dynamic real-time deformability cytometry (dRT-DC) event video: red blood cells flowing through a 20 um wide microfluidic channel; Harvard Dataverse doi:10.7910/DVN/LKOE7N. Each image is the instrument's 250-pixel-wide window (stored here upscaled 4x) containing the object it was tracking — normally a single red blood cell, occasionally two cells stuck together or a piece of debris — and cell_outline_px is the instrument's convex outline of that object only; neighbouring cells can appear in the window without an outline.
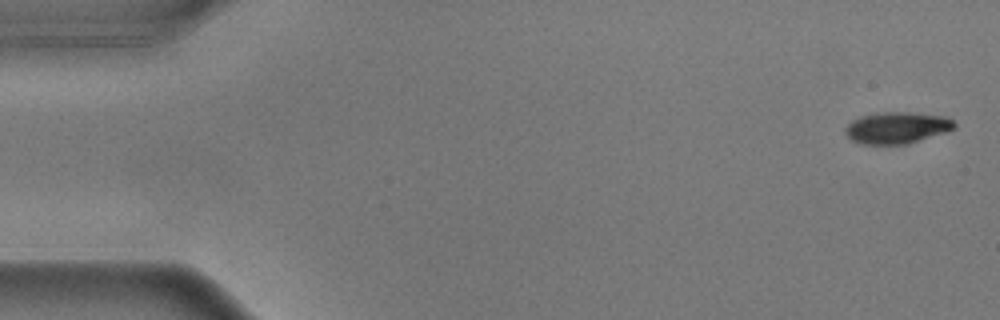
{"species": "common noctule bat (a hibernating species)", "species_latin": "Nyctalus noctula", "temperature_condition": "warm", "stored_images_in_passage": 56, "camera_frame_rate_fps": 3000, "um_per_image_px": 0.085, "animal": {"sex": "male", "body_mass_g": 17.9}, "frame": {"image": 1, "passage_image": 2, "time_ms": 0.333, "image_size_px": [1000, 320], "cell_outline_px": [[956, 128], [908, 144], [860, 144], [852, 140], [844, 132], [844, 128], [852, 120], [860, 116], [876, 112], [912, 112], [944, 116], [952, 120], [956, 124]], "centroid_in_image_um": [76.21, 10.85], "position_along_channel_um": 8.8, "area_um2": 20.17}}
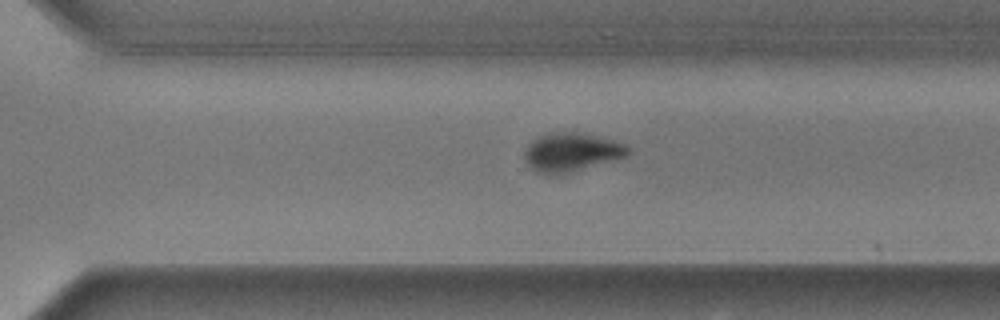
{"frame": {"image": 2, "passage_image": 39, "time_ms": 12.667, "image_size_px": [1000, 320], "cell_outline_px": [[632, 148], [628, 156], [560, 176], [548, 176], [532, 168], [524, 160], [524, 148], [536, 136], [552, 132], [572, 132], [612, 140], [624, 144]], "centroid_in_image_um": [48.54, 12.97], "position_along_channel_um": 322.1, "area_um2": 23.64}}
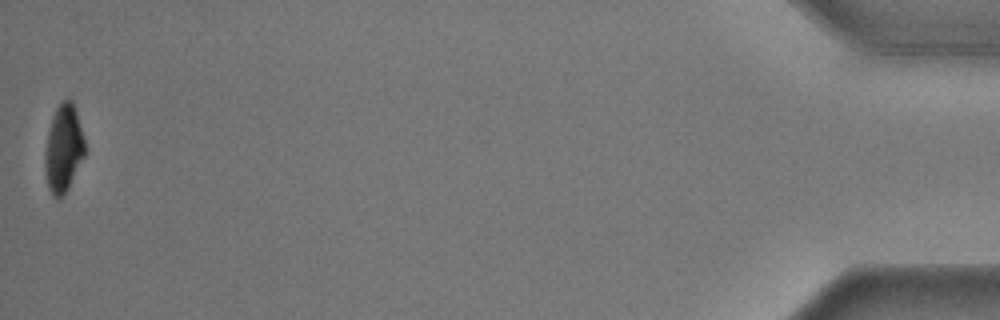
{"frame": {"image": 3, "passage_image": 56, "time_ms": 18.333, "image_size_px": [1000, 320], "cell_outline_px": [[84, 156], [64, 196], [60, 200], [52, 196], [48, 188], [44, 172], [44, 152], [48, 132], [52, 116], [56, 108], [64, 100], [72, 100], [76, 112], [84, 140]], "centroid_in_image_um": [5.36, 12.69], "position_along_channel_um": 429.8, "area_um2": 20.29}, "authors_computed_cell_mechanics": {"area_um2": 23.12, "velocity_mm_per_s": 3.6034, "shape_relaxation_time_tau1_ms": 2.0947, "shape_relaxation_time_tau2_ms": 3.8252, "deformation_change_tau1": 0.1558, "deformation_change_tau2": 0.036}}